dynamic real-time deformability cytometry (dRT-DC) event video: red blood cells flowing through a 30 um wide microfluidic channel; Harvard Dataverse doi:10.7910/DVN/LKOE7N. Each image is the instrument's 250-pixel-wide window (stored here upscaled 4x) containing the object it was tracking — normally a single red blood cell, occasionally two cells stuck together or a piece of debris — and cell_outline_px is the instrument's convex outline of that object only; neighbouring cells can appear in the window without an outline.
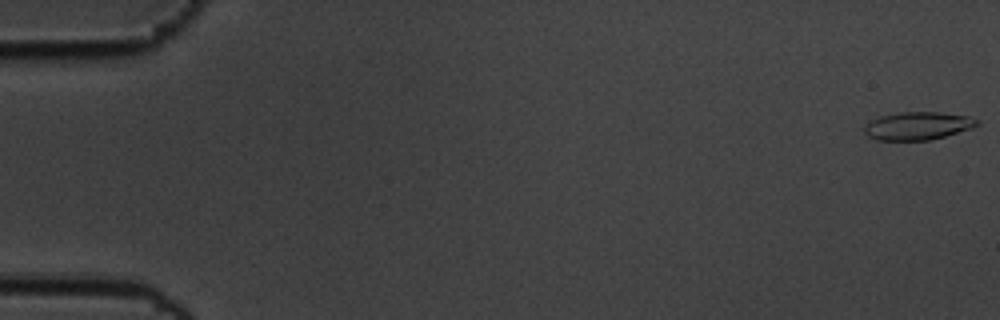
{"species": "common noctule bat (a hibernating species)", "species_latin": "Nyctalus noctula", "temperature_condition": "cold", "stored_images_in_passage": 58, "camera_frame_rate_fps": 3000, "um_per_image_px": 0.085, "animal": {"sex": "male", "body_mass_g": 19.5, "forearm_length_mm": 54.6}, "frame": {"image": 1, "passage_image": 1, "time_ms": 0.0, "image_size_px": [1000, 320], "cell_outline_px": [[980, 124], [972, 128], [944, 136], [928, 140], [876, 140], [868, 136], [864, 132], [864, 124], [880, 116], [900, 112], [936, 112], [972, 116], [980, 120]], "centroid_in_image_um": [78.02, 10.69], "position_along_channel_um": 7.0, "area_um2": 18.44}}
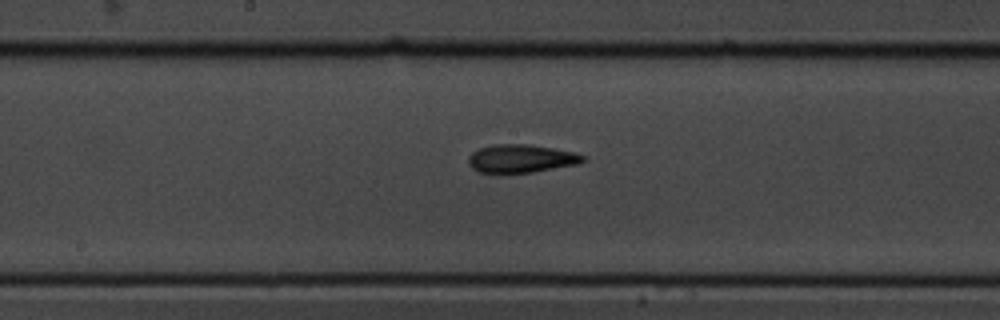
{"frame": {"image": 2, "passage_image": 31, "time_ms": 10.0, "image_size_px": [1000, 320], "cell_outline_px": [[588, 160], [576, 164], [532, 172], [480, 172], [472, 168], [468, 164], [468, 156], [472, 152], [480, 148], [496, 144], [528, 144], [576, 152], [588, 156]], "centroid_in_image_um": [44.34, 13.46], "position_along_channel_um": 203.9, "area_um2": 18.73}}
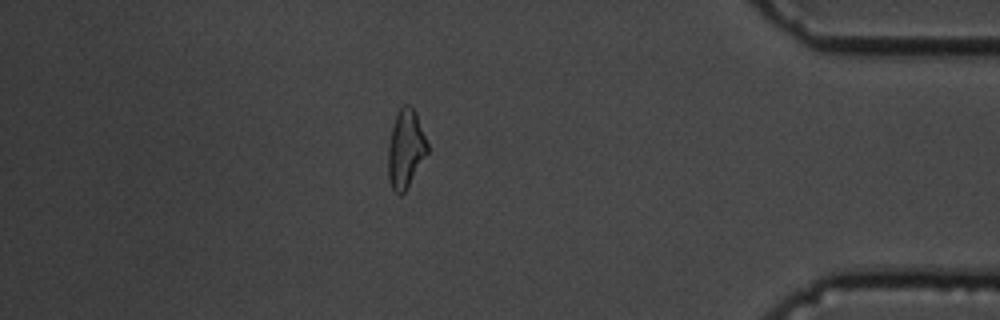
{"frame": {"image": 3, "passage_image": 51, "time_ms": 16.667, "image_size_px": [1000, 320], "cell_outline_px": [[428, 152], [404, 192], [400, 196], [392, 188], [388, 180], [388, 144], [392, 128], [396, 116], [400, 108], [404, 104], [408, 104], [416, 112], [428, 144]], "centroid_in_image_um": [34.47, 12.65], "position_along_channel_um": 400.7, "area_um2": 17.74}, "authors_computed_cell_mechanics": {"area_um2": 18.1492, "velocity_mm_per_s": 3.4767, "shape_relaxation_time_tau1_ms": 5.2655, "shape_relaxation_time_tau2_ms": 7.2697, "deformation_change_tau1": 0.1508, "deformation_change_tau2": 0.1878}}